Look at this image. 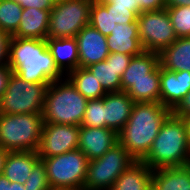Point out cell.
Returning <instances> with one entry per match:
<instances>
[{"mask_svg": "<svg viewBox=\"0 0 190 190\" xmlns=\"http://www.w3.org/2000/svg\"><path fill=\"white\" fill-rule=\"evenodd\" d=\"M8 66L26 82L50 84L65 76L55 63L46 39L12 37L9 42Z\"/></svg>", "mask_w": 190, "mask_h": 190, "instance_id": "6da1fadb", "label": "cell"}, {"mask_svg": "<svg viewBox=\"0 0 190 190\" xmlns=\"http://www.w3.org/2000/svg\"><path fill=\"white\" fill-rule=\"evenodd\" d=\"M171 113L160 102L134 103L126 125L118 132V142L136 161H141Z\"/></svg>", "mask_w": 190, "mask_h": 190, "instance_id": "7a4b0ae2", "label": "cell"}, {"mask_svg": "<svg viewBox=\"0 0 190 190\" xmlns=\"http://www.w3.org/2000/svg\"><path fill=\"white\" fill-rule=\"evenodd\" d=\"M141 161L152 170L190 165L188 127L185 119L171 113Z\"/></svg>", "mask_w": 190, "mask_h": 190, "instance_id": "3957f363", "label": "cell"}, {"mask_svg": "<svg viewBox=\"0 0 190 190\" xmlns=\"http://www.w3.org/2000/svg\"><path fill=\"white\" fill-rule=\"evenodd\" d=\"M64 80L48 85L42 113L43 122L81 126L88 99L77 91L68 78Z\"/></svg>", "mask_w": 190, "mask_h": 190, "instance_id": "277c9868", "label": "cell"}, {"mask_svg": "<svg viewBox=\"0 0 190 190\" xmlns=\"http://www.w3.org/2000/svg\"><path fill=\"white\" fill-rule=\"evenodd\" d=\"M43 114H0V148L8 152H37Z\"/></svg>", "mask_w": 190, "mask_h": 190, "instance_id": "5b68a950", "label": "cell"}, {"mask_svg": "<svg viewBox=\"0 0 190 190\" xmlns=\"http://www.w3.org/2000/svg\"><path fill=\"white\" fill-rule=\"evenodd\" d=\"M41 160L51 190H83L89 160L80 149Z\"/></svg>", "mask_w": 190, "mask_h": 190, "instance_id": "8992f818", "label": "cell"}, {"mask_svg": "<svg viewBox=\"0 0 190 190\" xmlns=\"http://www.w3.org/2000/svg\"><path fill=\"white\" fill-rule=\"evenodd\" d=\"M48 85L26 82L12 72L0 98V114L43 113Z\"/></svg>", "mask_w": 190, "mask_h": 190, "instance_id": "52a82bcc", "label": "cell"}, {"mask_svg": "<svg viewBox=\"0 0 190 190\" xmlns=\"http://www.w3.org/2000/svg\"><path fill=\"white\" fill-rule=\"evenodd\" d=\"M135 161L118 142L100 158L88 162L83 190H110L116 179Z\"/></svg>", "mask_w": 190, "mask_h": 190, "instance_id": "ba28073f", "label": "cell"}, {"mask_svg": "<svg viewBox=\"0 0 190 190\" xmlns=\"http://www.w3.org/2000/svg\"><path fill=\"white\" fill-rule=\"evenodd\" d=\"M92 0H56L50 11L47 38L75 37L90 21Z\"/></svg>", "mask_w": 190, "mask_h": 190, "instance_id": "9c48e42d", "label": "cell"}, {"mask_svg": "<svg viewBox=\"0 0 190 190\" xmlns=\"http://www.w3.org/2000/svg\"><path fill=\"white\" fill-rule=\"evenodd\" d=\"M137 23L144 51L160 53L178 38L166 8L141 12Z\"/></svg>", "mask_w": 190, "mask_h": 190, "instance_id": "30bf717a", "label": "cell"}, {"mask_svg": "<svg viewBox=\"0 0 190 190\" xmlns=\"http://www.w3.org/2000/svg\"><path fill=\"white\" fill-rule=\"evenodd\" d=\"M80 126L44 123L37 150L40 160L78 149Z\"/></svg>", "mask_w": 190, "mask_h": 190, "instance_id": "8fae6325", "label": "cell"}, {"mask_svg": "<svg viewBox=\"0 0 190 190\" xmlns=\"http://www.w3.org/2000/svg\"><path fill=\"white\" fill-rule=\"evenodd\" d=\"M75 38L79 52V67L86 68L94 63L104 61L108 57L106 36L90 24L86 25Z\"/></svg>", "mask_w": 190, "mask_h": 190, "instance_id": "7c38bea8", "label": "cell"}, {"mask_svg": "<svg viewBox=\"0 0 190 190\" xmlns=\"http://www.w3.org/2000/svg\"><path fill=\"white\" fill-rule=\"evenodd\" d=\"M141 80H160L159 53L143 51L133 56L121 76V91L126 92Z\"/></svg>", "mask_w": 190, "mask_h": 190, "instance_id": "4fadbf2b", "label": "cell"}, {"mask_svg": "<svg viewBox=\"0 0 190 190\" xmlns=\"http://www.w3.org/2000/svg\"><path fill=\"white\" fill-rule=\"evenodd\" d=\"M190 91L189 71H169L160 66V103L173 111Z\"/></svg>", "mask_w": 190, "mask_h": 190, "instance_id": "5bb4252c", "label": "cell"}, {"mask_svg": "<svg viewBox=\"0 0 190 190\" xmlns=\"http://www.w3.org/2000/svg\"><path fill=\"white\" fill-rule=\"evenodd\" d=\"M118 143V133L110 128L80 126L79 145L88 160L100 158Z\"/></svg>", "mask_w": 190, "mask_h": 190, "instance_id": "9a60e30c", "label": "cell"}, {"mask_svg": "<svg viewBox=\"0 0 190 190\" xmlns=\"http://www.w3.org/2000/svg\"><path fill=\"white\" fill-rule=\"evenodd\" d=\"M134 103L125 91L108 92L104 96L105 128L118 133L126 125Z\"/></svg>", "mask_w": 190, "mask_h": 190, "instance_id": "2e32d148", "label": "cell"}, {"mask_svg": "<svg viewBox=\"0 0 190 190\" xmlns=\"http://www.w3.org/2000/svg\"><path fill=\"white\" fill-rule=\"evenodd\" d=\"M106 38L109 53L137 56L144 51L139 41L138 23L116 24Z\"/></svg>", "mask_w": 190, "mask_h": 190, "instance_id": "e0dca14e", "label": "cell"}, {"mask_svg": "<svg viewBox=\"0 0 190 190\" xmlns=\"http://www.w3.org/2000/svg\"><path fill=\"white\" fill-rule=\"evenodd\" d=\"M50 11L34 7L23 8L18 29L12 37L46 39L49 28Z\"/></svg>", "mask_w": 190, "mask_h": 190, "instance_id": "ac0fdd59", "label": "cell"}, {"mask_svg": "<svg viewBox=\"0 0 190 190\" xmlns=\"http://www.w3.org/2000/svg\"><path fill=\"white\" fill-rule=\"evenodd\" d=\"M40 161L35 151L8 152L3 175L10 182L24 184L33 170V167Z\"/></svg>", "mask_w": 190, "mask_h": 190, "instance_id": "d6986e66", "label": "cell"}, {"mask_svg": "<svg viewBox=\"0 0 190 190\" xmlns=\"http://www.w3.org/2000/svg\"><path fill=\"white\" fill-rule=\"evenodd\" d=\"M47 47L53 56L56 65L64 73L79 67V52L75 37L46 38Z\"/></svg>", "mask_w": 190, "mask_h": 190, "instance_id": "ffe728a7", "label": "cell"}, {"mask_svg": "<svg viewBox=\"0 0 190 190\" xmlns=\"http://www.w3.org/2000/svg\"><path fill=\"white\" fill-rule=\"evenodd\" d=\"M152 190H190V165L153 170Z\"/></svg>", "mask_w": 190, "mask_h": 190, "instance_id": "44dd1931", "label": "cell"}, {"mask_svg": "<svg viewBox=\"0 0 190 190\" xmlns=\"http://www.w3.org/2000/svg\"><path fill=\"white\" fill-rule=\"evenodd\" d=\"M160 66L164 69L190 72V37L177 38L159 53Z\"/></svg>", "mask_w": 190, "mask_h": 190, "instance_id": "7402d4cb", "label": "cell"}, {"mask_svg": "<svg viewBox=\"0 0 190 190\" xmlns=\"http://www.w3.org/2000/svg\"><path fill=\"white\" fill-rule=\"evenodd\" d=\"M152 173L142 161H135L117 179L110 190H152Z\"/></svg>", "mask_w": 190, "mask_h": 190, "instance_id": "603a6c76", "label": "cell"}, {"mask_svg": "<svg viewBox=\"0 0 190 190\" xmlns=\"http://www.w3.org/2000/svg\"><path fill=\"white\" fill-rule=\"evenodd\" d=\"M77 91L88 100L101 99L107 92L87 68L78 67L66 74Z\"/></svg>", "mask_w": 190, "mask_h": 190, "instance_id": "cb8c5ba5", "label": "cell"}, {"mask_svg": "<svg viewBox=\"0 0 190 190\" xmlns=\"http://www.w3.org/2000/svg\"><path fill=\"white\" fill-rule=\"evenodd\" d=\"M86 68L98 80L107 93L121 91V78L113 66V60L109 57L104 61L94 63Z\"/></svg>", "mask_w": 190, "mask_h": 190, "instance_id": "d4e9b609", "label": "cell"}, {"mask_svg": "<svg viewBox=\"0 0 190 190\" xmlns=\"http://www.w3.org/2000/svg\"><path fill=\"white\" fill-rule=\"evenodd\" d=\"M89 24L102 35L109 36L111 31L116 27V23L111 17V4L92 0Z\"/></svg>", "mask_w": 190, "mask_h": 190, "instance_id": "484cf974", "label": "cell"}, {"mask_svg": "<svg viewBox=\"0 0 190 190\" xmlns=\"http://www.w3.org/2000/svg\"><path fill=\"white\" fill-rule=\"evenodd\" d=\"M23 7L15 0H0V30L12 35L19 26Z\"/></svg>", "mask_w": 190, "mask_h": 190, "instance_id": "4316f807", "label": "cell"}, {"mask_svg": "<svg viewBox=\"0 0 190 190\" xmlns=\"http://www.w3.org/2000/svg\"><path fill=\"white\" fill-rule=\"evenodd\" d=\"M136 102H160V80H141L126 91Z\"/></svg>", "mask_w": 190, "mask_h": 190, "instance_id": "83f0119b", "label": "cell"}, {"mask_svg": "<svg viewBox=\"0 0 190 190\" xmlns=\"http://www.w3.org/2000/svg\"><path fill=\"white\" fill-rule=\"evenodd\" d=\"M178 38L190 37V6L166 7Z\"/></svg>", "mask_w": 190, "mask_h": 190, "instance_id": "f1b7e54d", "label": "cell"}, {"mask_svg": "<svg viewBox=\"0 0 190 190\" xmlns=\"http://www.w3.org/2000/svg\"><path fill=\"white\" fill-rule=\"evenodd\" d=\"M81 126L105 128L104 97L88 100Z\"/></svg>", "mask_w": 190, "mask_h": 190, "instance_id": "f546056e", "label": "cell"}, {"mask_svg": "<svg viewBox=\"0 0 190 190\" xmlns=\"http://www.w3.org/2000/svg\"><path fill=\"white\" fill-rule=\"evenodd\" d=\"M24 186L25 190H51L47 179L46 166L42 160L33 167Z\"/></svg>", "mask_w": 190, "mask_h": 190, "instance_id": "4dcf8cb0", "label": "cell"}, {"mask_svg": "<svg viewBox=\"0 0 190 190\" xmlns=\"http://www.w3.org/2000/svg\"><path fill=\"white\" fill-rule=\"evenodd\" d=\"M111 17L116 24L137 23L138 16L127 8L111 5Z\"/></svg>", "mask_w": 190, "mask_h": 190, "instance_id": "1f68e13d", "label": "cell"}, {"mask_svg": "<svg viewBox=\"0 0 190 190\" xmlns=\"http://www.w3.org/2000/svg\"><path fill=\"white\" fill-rule=\"evenodd\" d=\"M108 57L113 60V66L118 71V76L121 78L133 56L115 52L109 53Z\"/></svg>", "mask_w": 190, "mask_h": 190, "instance_id": "d6a6232c", "label": "cell"}, {"mask_svg": "<svg viewBox=\"0 0 190 190\" xmlns=\"http://www.w3.org/2000/svg\"><path fill=\"white\" fill-rule=\"evenodd\" d=\"M11 35L0 30V66H8L9 42Z\"/></svg>", "mask_w": 190, "mask_h": 190, "instance_id": "836d02e7", "label": "cell"}, {"mask_svg": "<svg viewBox=\"0 0 190 190\" xmlns=\"http://www.w3.org/2000/svg\"><path fill=\"white\" fill-rule=\"evenodd\" d=\"M139 6V14L141 12L155 11L165 9V0H136Z\"/></svg>", "mask_w": 190, "mask_h": 190, "instance_id": "e575fe53", "label": "cell"}, {"mask_svg": "<svg viewBox=\"0 0 190 190\" xmlns=\"http://www.w3.org/2000/svg\"><path fill=\"white\" fill-rule=\"evenodd\" d=\"M101 3H110L115 7L127 8L133 11L137 16L139 15V6L136 0H99Z\"/></svg>", "mask_w": 190, "mask_h": 190, "instance_id": "d590c367", "label": "cell"}, {"mask_svg": "<svg viewBox=\"0 0 190 190\" xmlns=\"http://www.w3.org/2000/svg\"><path fill=\"white\" fill-rule=\"evenodd\" d=\"M172 113L181 118L190 116V91L186 94L179 105L172 111Z\"/></svg>", "mask_w": 190, "mask_h": 190, "instance_id": "8d00e7d4", "label": "cell"}, {"mask_svg": "<svg viewBox=\"0 0 190 190\" xmlns=\"http://www.w3.org/2000/svg\"><path fill=\"white\" fill-rule=\"evenodd\" d=\"M56 0H27V8H37L40 10H48L55 6Z\"/></svg>", "mask_w": 190, "mask_h": 190, "instance_id": "74e56055", "label": "cell"}, {"mask_svg": "<svg viewBox=\"0 0 190 190\" xmlns=\"http://www.w3.org/2000/svg\"><path fill=\"white\" fill-rule=\"evenodd\" d=\"M11 73L9 66H0V98L6 90Z\"/></svg>", "mask_w": 190, "mask_h": 190, "instance_id": "f35d334b", "label": "cell"}, {"mask_svg": "<svg viewBox=\"0 0 190 190\" xmlns=\"http://www.w3.org/2000/svg\"><path fill=\"white\" fill-rule=\"evenodd\" d=\"M166 7L190 6V0H165Z\"/></svg>", "mask_w": 190, "mask_h": 190, "instance_id": "ab89813d", "label": "cell"}, {"mask_svg": "<svg viewBox=\"0 0 190 190\" xmlns=\"http://www.w3.org/2000/svg\"><path fill=\"white\" fill-rule=\"evenodd\" d=\"M7 154H8V151H5L0 148V176L3 175V169H4Z\"/></svg>", "mask_w": 190, "mask_h": 190, "instance_id": "60d3db41", "label": "cell"}, {"mask_svg": "<svg viewBox=\"0 0 190 190\" xmlns=\"http://www.w3.org/2000/svg\"><path fill=\"white\" fill-rule=\"evenodd\" d=\"M0 190H10V181L4 176H0Z\"/></svg>", "mask_w": 190, "mask_h": 190, "instance_id": "b9f144b4", "label": "cell"}, {"mask_svg": "<svg viewBox=\"0 0 190 190\" xmlns=\"http://www.w3.org/2000/svg\"><path fill=\"white\" fill-rule=\"evenodd\" d=\"M10 190H25V186L19 182H10Z\"/></svg>", "mask_w": 190, "mask_h": 190, "instance_id": "7bdbcfd3", "label": "cell"}, {"mask_svg": "<svg viewBox=\"0 0 190 190\" xmlns=\"http://www.w3.org/2000/svg\"><path fill=\"white\" fill-rule=\"evenodd\" d=\"M188 127V140H189V148H190V116L184 118Z\"/></svg>", "mask_w": 190, "mask_h": 190, "instance_id": "ee69618b", "label": "cell"}, {"mask_svg": "<svg viewBox=\"0 0 190 190\" xmlns=\"http://www.w3.org/2000/svg\"><path fill=\"white\" fill-rule=\"evenodd\" d=\"M17 1L23 8H27V0H15Z\"/></svg>", "mask_w": 190, "mask_h": 190, "instance_id": "f6af8a7d", "label": "cell"}]
</instances>
